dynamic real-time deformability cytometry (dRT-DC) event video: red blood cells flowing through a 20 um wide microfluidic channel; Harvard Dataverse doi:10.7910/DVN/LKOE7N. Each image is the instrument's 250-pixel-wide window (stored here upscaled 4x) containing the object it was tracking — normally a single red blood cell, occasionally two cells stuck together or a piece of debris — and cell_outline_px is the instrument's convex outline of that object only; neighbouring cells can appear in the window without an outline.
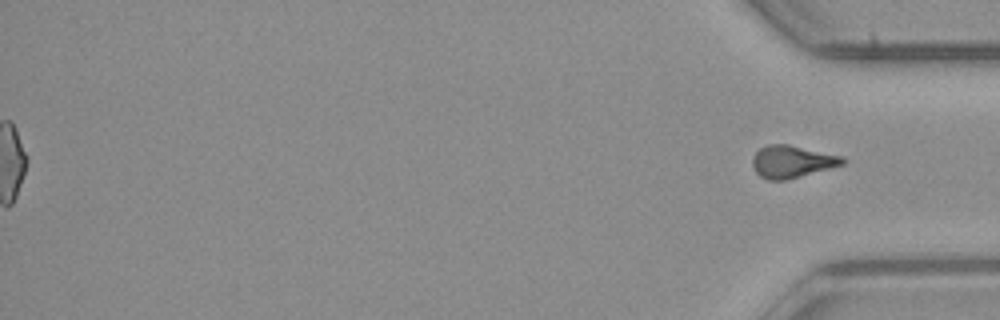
{"species": "common noctule bat (a hibernating species)", "species_latin": "Nyctalus noctula", "temperature_condition": "room temperature", "stored_images_in_passage": 40, "segment_of_instrument_passage": [2, 2], "camera_frame_rate_fps": 3000, "um_per_image_px": 0.085, "animal": {"sex": "male", "body_mass_g": 23.1, "forearm_length_mm": 52.7}, "frame": {"image": 1, "passage_image": 40, "time_ms": 13.0, "image_size_px": [1000, 320], "cell_outline_px": [[848, 160], [844, 164], [800, 176], [784, 180], [768, 180], [760, 176], [756, 172], [752, 164], [752, 156], [760, 148], [768, 144], [788, 144], [844, 156]], "centroid_in_image_um": [67.33, 13.72], "position_along_channel_um": 367.9, "area_um2": 16.99}}